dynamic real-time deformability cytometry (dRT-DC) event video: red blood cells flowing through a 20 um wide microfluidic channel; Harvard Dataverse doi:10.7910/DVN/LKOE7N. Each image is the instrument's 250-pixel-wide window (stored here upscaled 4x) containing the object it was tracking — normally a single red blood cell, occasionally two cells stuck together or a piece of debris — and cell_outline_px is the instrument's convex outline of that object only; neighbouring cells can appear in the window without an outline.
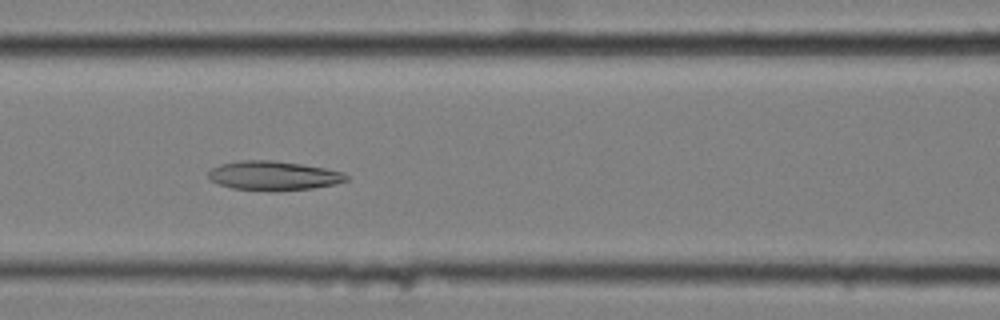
{"species": "common noctule bat (a hibernating species)", "species_latin": "Nyctalus noctula", "temperature_condition": "cold", "stored_images_in_passage": 11, "camera_frame_rate_fps": 3000, "um_per_image_px": 0.085, "animal": {"sex": "female", "body_mass_g": 25.1}, "frame": {"image": 1, "passage_image": 7, "time_ms": 2.0, "image_size_px": [1000, 320], "cell_outline_px": [[348, 180], [336, 184], [312, 188], [276, 192], [272, 192], [232, 188], [220, 184], [212, 180], [208, 176], [208, 172], [212, 168], [220, 164], [244, 160], [272, 160], [300, 164], [324, 168], [344, 172], [348, 176]], "centroid_in_image_um": [23.27, 14.94], "position_along_channel_um": 143.3, "area_um2": 23.58}}
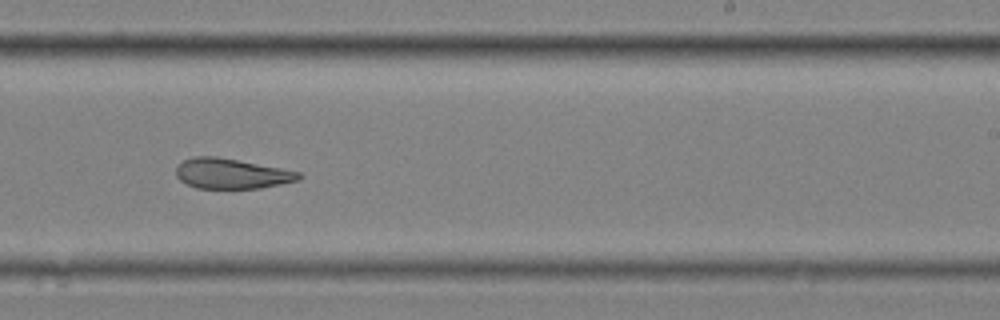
{"frame": {"image": 2, "passage_image": 10, "time_ms": 3.0, "image_size_px": [1000, 320], "cell_outline_px": [[304, 176], [300, 180], [260, 188], [196, 188], [180, 180], [176, 176], [176, 168], [184, 160], [196, 156], [216, 156], [280, 168], [300, 172]], "centroid_in_image_um": [19.7, 14.76], "position_along_channel_um": 269.3, "area_um2": 21.44}}
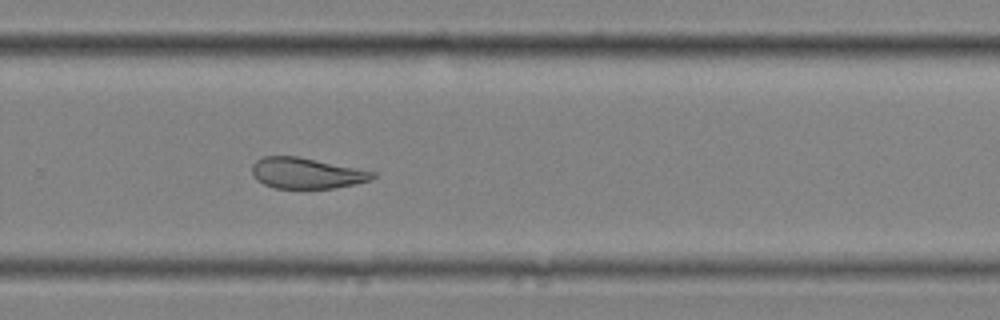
{"frame": {"image": 3, "passage_image": 11, "time_ms": 3.333, "image_size_px": [1000, 320], "cell_outline_px": [[376, 176], [372, 180], [336, 188], [276, 188], [264, 184], [256, 180], [252, 176], [252, 164], [256, 160], [264, 156], [296, 156], [376, 172]], "centroid_in_image_um": [26.03, 14.72], "position_along_channel_um": 303.8, "area_um2": 21.62}}